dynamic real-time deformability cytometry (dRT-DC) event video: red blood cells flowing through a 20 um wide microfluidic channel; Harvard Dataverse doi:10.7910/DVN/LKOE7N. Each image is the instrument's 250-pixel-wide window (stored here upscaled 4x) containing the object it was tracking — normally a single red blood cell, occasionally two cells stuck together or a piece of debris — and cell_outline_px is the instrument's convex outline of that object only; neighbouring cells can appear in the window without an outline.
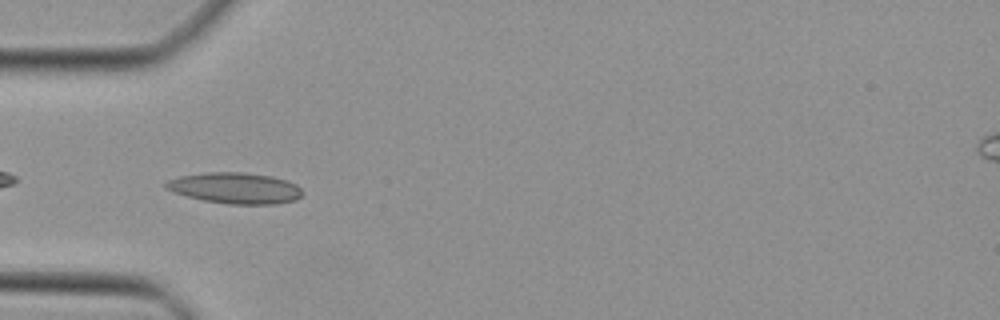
{"species": "Egyptian fruit bat (a non-hibernating species)", "species_latin": "Rousettus aegyptiacus", "temperature_condition": "cold", "stored_images_in_passage": 31, "camera_frame_rate_fps": 3000, "um_per_image_px": 0.085, "animal": {"sex": "female"}, "frame": {"image": 1, "passage_image": 2, "time_ms": 0.333, "image_size_px": [1000, 320], "cell_outline_px": [[304, 192], [296, 200], [276, 204], [228, 204], [204, 200], [188, 196], [164, 188], [164, 184], [168, 180], [180, 176], [208, 172], [244, 172], [272, 176], [296, 184]], "centroid_in_image_um": [20.01, 15.98], "position_along_channel_um": 65.0, "area_um2": 24.57}}
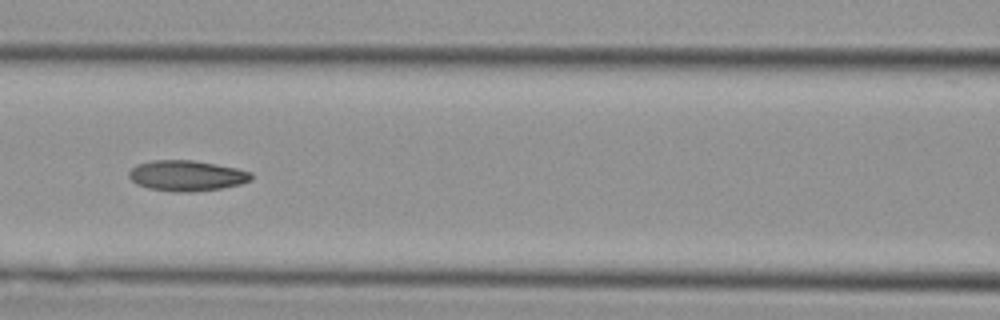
{"frame": {"image": 2, "passage_image": 8, "time_ms": 2.333, "image_size_px": [1000, 320], "cell_outline_px": [[252, 180], [240, 184], [220, 188], [192, 192], [172, 192], [148, 188], [136, 184], [128, 176], [128, 172], [136, 164], [152, 160], [192, 160], [216, 164], [236, 168], [252, 172]], "centroid_in_image_um": [15.85, 14.93], "position_along_channel_um": 150.8, "area_um2": 21.91}}
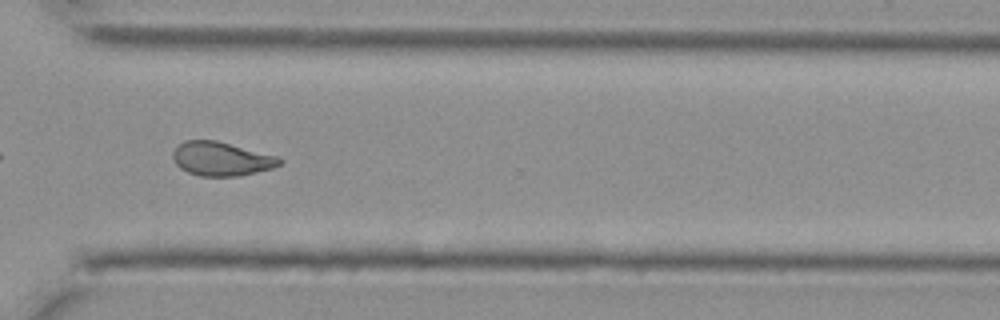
{"frame": {"image": 3, "passage_image": 22, "time_ms": 7.0, "image_size_px": [1000, 320], "cell_outline_px": [[284, 160], [280, 164], [272, 168], [240, 176], [200, 176], [188, 172], [180, 168], [176, 164], [172, 156], [172, 152], [184, 140], [216, 140], [280, 156]], "centroid_in_image_um": [18.84, 13.5], "position_along_channel_um": 351.8, "area_um2": 21.21}}